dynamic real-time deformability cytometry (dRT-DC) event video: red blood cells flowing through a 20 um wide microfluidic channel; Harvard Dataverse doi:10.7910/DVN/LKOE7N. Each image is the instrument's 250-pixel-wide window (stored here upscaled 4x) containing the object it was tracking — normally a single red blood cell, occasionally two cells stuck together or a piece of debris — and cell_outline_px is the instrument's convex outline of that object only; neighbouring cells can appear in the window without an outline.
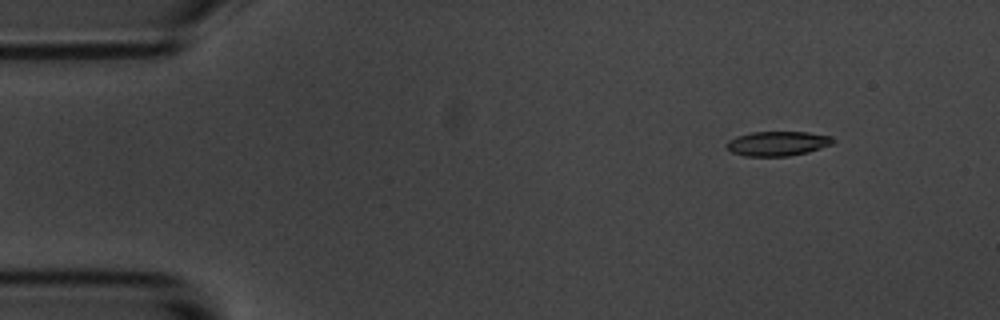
{"species": "common noctule bat (a hibernating species)", "species_latin": "Nyctalus noctula", "temperature_condition": "room temperature", "stored_images_in_passage": 6, "segment_of_instrument_passage": [1, 2], "camera_frame_rate_fps": 3000, "um_per_image_px": 0.085, "animal": {"sex": "male", "body_mass_g": 20.1, "forearm_length_mm": 53.5}, "frame": {"image": 1, "passage_image": 3, "time_ms": 2.0, "image_size_px": [1000, 320], "cell_outline_px": [[836, 140], [832, 144], [808, 152], [788, 156], [744, 156], [732, 152], [724, 144], [728, 140], [736, 136], [752, 132], [808, 132], [832, 136]], "centroid_in_image_um": [66.09, 12.19], "position_along_channel_um": 18.9, "area_um2": 15.32}}